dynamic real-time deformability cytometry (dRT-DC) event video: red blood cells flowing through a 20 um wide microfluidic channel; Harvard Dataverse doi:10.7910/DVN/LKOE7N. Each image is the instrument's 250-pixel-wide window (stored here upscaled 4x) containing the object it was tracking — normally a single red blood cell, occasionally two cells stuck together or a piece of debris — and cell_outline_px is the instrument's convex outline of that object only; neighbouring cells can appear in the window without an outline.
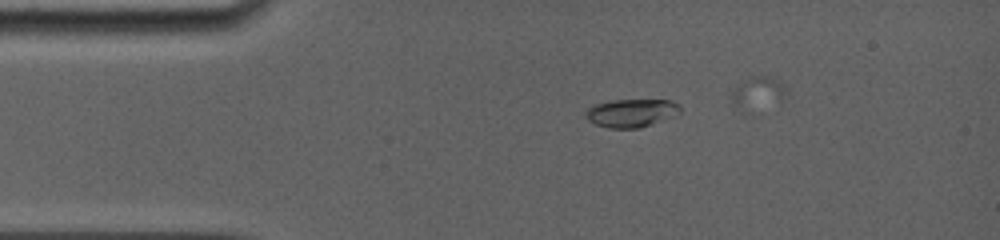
{"species": "common noctule bat (a hibernating species)", "species_latin": "Nyctalus noctula", "temperature_condition": "room temperature", "stored_images_in_passage": 34, "segment_of_instrument_passage": [2, 2], "camera_frame_rate_fps": 5000, "um_per_image_px": 0.085, "animal": {"sex": "female", "body_mass_g": 19.0, "forearm_length_mm": 56.7}, "frame": {"image": 1, "passage_image": 10, "time_ms": 2.8, "image_size_px": [1000, 240], "cell_outline_px": [[680, 112], [676, 116], [640, 128], [608, 128], [596, 124], [588, 120], [584, 116], [584, 112], [588, 108], [596, 104], [612, 100], [672, 100], [680, 104]], "centroid_in_image_um": [53.68, 9.6], "position_along_channel_um": 31.3, "area_um2": 15.66}}
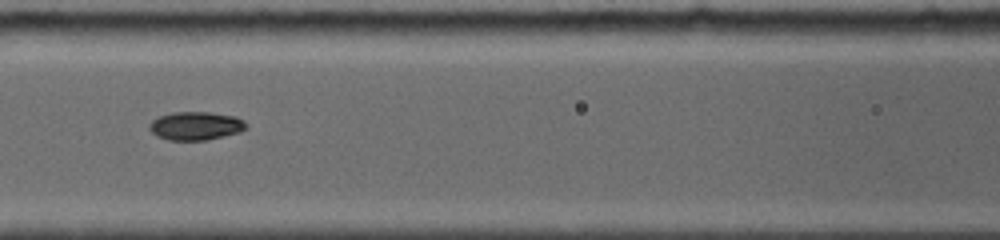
{"frame": {"image": 2, "passage_image": 20, "time_ms": 6.8, "image_size_px": [1000, 240], "cell_outline_px": [[248, 128], [240, 132], [204, 140], [168, 140], [152, 132], [148, 128], [148, 124], [152, 120], [160, 116], [172, 112], [212, 112], [236, 116], [244, 120], [248, 124]], "centroid_in_image_um": [16.67, 10.68], "position_along_channel_um": 149.9, "area_um2": 16.07}}
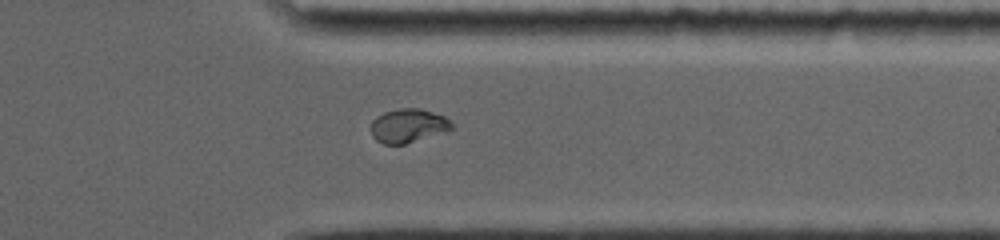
{"frame": {"image": 3, "passage_image": 29, "time_ms": 12.6, "image_size_px": [1000, 240], "cell_outline_px": [[452, 128], [448, 132], [404, 144], [384, 144], [376, 140], [372, 136], [372, 120], [376, 116], [384, 112], [400, 108], [420, 108], [444, 116], [452, 120]], "centroid_in_image_um": [34.73, 10.68], "position_along_channel_um": 376.7, "area_um2": 16.07}}